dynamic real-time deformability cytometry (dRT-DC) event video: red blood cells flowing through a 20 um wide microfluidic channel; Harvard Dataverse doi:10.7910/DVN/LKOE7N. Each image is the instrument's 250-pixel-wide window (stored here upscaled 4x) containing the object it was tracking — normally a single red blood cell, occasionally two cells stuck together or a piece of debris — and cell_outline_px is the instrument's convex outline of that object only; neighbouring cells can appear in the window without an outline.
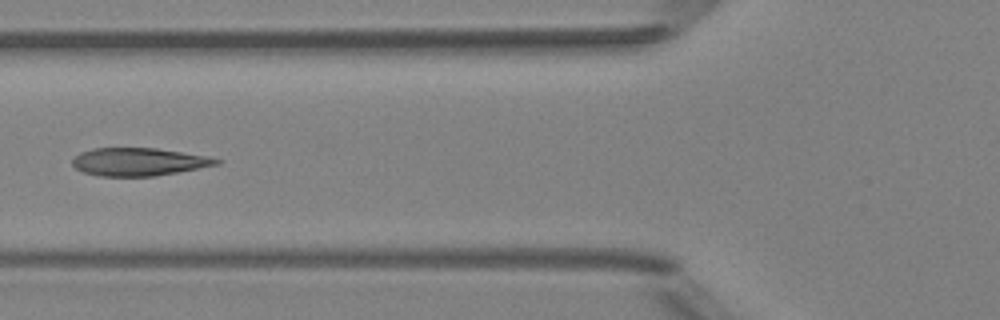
{"species": "Egyptian fruit bat (a non-hibernating species)", "species_latin": "Rousettus aegyptiacus", "temperature_condition": "room temperature", "stored_images_in_passage": 7, "camera_frame_rate_fps": 3000, "um_per_image_px": 0.085, "animal": {"sex": "female"}, "frame": {"image": 1, "passage_image": 6, "time_ms": 5.667, "image_size_px": [1000, 320], "cell_outline_px": [[224, 160], [220, 164], [176, 172], [152, 176], [100, 176], [84, 172], [76, 168], [72, 164], [72, 160], [80, 152], [92, 148], [156, 148], [208, 156]], "centroid_in_image_um": [11.8, 13.74], "position_along_channel_um": 114.0, "area_um2": 23.29}}
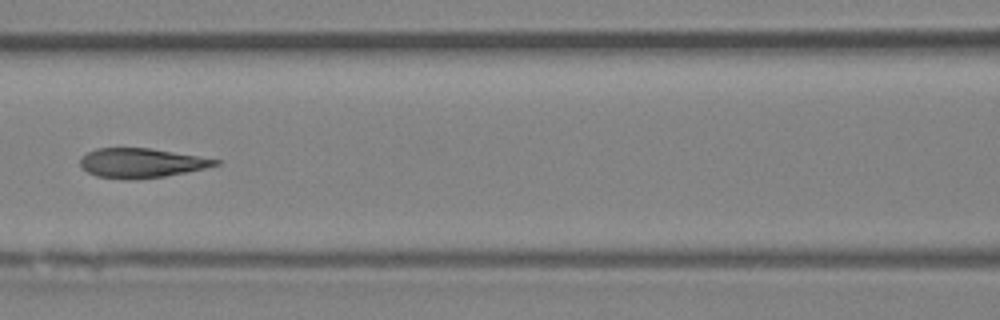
{"frame": {"image": 2, "passage_image": 7, "time_ms": 6.667, "image_size_px": [1000, 320], "cell_outline_px": [[220, 164], [204, 168], [164, 176], [128, 180], [124, 180], [96, 176], [88, 172], [80, 164], [80, 156], [96, 148], [152, 148], [220, 160]], "centroid_in_image_um": [11.96, 13.85], "position_along_channel_um": 154.6, "area_um2": 23.06}}